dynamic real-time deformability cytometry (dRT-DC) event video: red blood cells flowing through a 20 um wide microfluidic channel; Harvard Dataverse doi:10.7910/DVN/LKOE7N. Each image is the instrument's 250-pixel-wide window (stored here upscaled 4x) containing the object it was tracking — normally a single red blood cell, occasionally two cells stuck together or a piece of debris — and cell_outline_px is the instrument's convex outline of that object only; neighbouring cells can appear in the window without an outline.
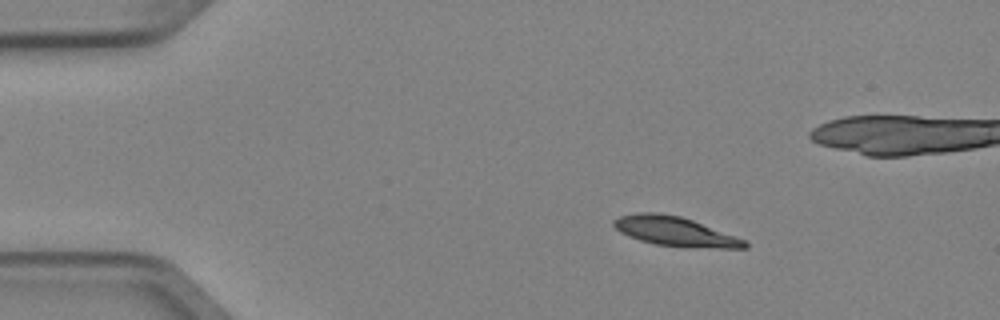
{"species": "Egyptian fruit bat (a non-hibernating species)", "species_latin": "Rousettus aegyptiacus", "temperature_condition": "cold", "stored_images_in_passage": 4, "camera_frame_rate_fps": 3000, "um_per_image_px": 0.085, "animal": {"sex": "female"}, "frame": {"image": 1, "passage_image": 1, "time_ms": 0.0, "image_size_px": [1000, 320], "cell_outline_px": [[748, 248], [716, 248], [656, 244], [640, 240], [628, 236], [620, 232], [612, 224], [612, 220], [620, 216], [636, 212], [660, 212], [680, 216], [692, 220], [744, 240], [748, 244]], "centroid_in_image_um": [57.31, 19.65], "position_along_channel_um": 27.7, "area_um2": 21.96}}